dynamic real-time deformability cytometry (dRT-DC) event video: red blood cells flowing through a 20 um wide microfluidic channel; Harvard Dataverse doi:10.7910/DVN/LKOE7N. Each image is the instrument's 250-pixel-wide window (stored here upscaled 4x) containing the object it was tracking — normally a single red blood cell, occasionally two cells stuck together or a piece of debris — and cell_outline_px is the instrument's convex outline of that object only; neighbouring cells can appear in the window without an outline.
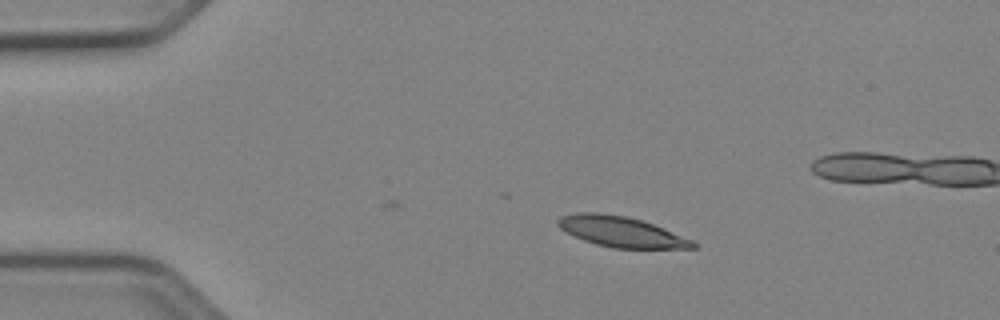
{"species": "Egyptian fruit bat (a non-hibernating species)", "species_latin": "Rousettus aegyptiacus", "temperature_condition": "cold", "stored_images_in_passage": 15, "camera_frame_rate_fps": 3000, "um_per_image_px": 0.085, "animal": {"sex": "female"}, "frame": {"image": 1, "passage_image": 6, "time_ms": 1.667, "image_size_px": [1000, 320], "cell_outline_px": [[700, 244], [696, 248], [612, 248], [596, 244], [584, 240], [560, 228], [556, 224], [556, 220], [560, 216], [576, 212], [596, 212], [628, 216], [652, 224], [692, 240]], "centroid_in_image_um": [52.78, 19.69], "position_along_channel_um": 32.2, "area_um2": 23.81}}